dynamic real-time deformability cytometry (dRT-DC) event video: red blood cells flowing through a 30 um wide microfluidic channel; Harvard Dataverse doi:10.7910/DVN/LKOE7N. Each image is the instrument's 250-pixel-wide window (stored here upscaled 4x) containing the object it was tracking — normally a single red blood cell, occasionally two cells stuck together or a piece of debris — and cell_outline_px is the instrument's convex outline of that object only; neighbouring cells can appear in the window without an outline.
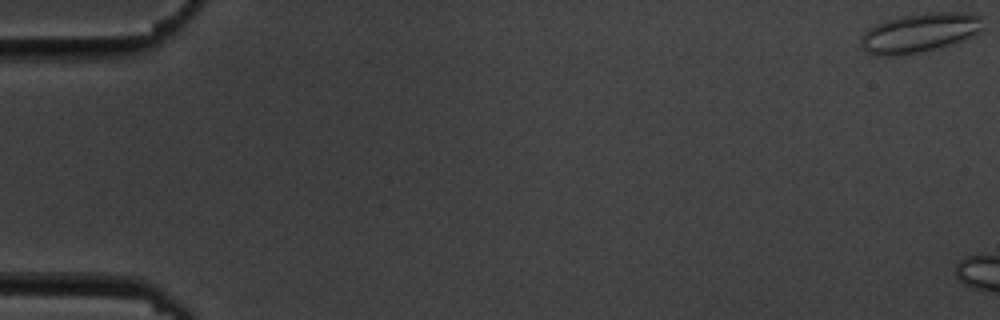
{"species": "common noctule bat (a hibernating species)", "species_latin": "Nyctalus noctula", "temperature_condition": "cold", "stored_images_in_passage": 5, "camera_frame_rate_fps": 3000, "um_per_image_px": 0.085, "animal": {"sex": "male", "body_mass_g": 19.5, "forearm_length_mm": 54.6}, "frame": {"image": 1, "passage_image": 1, "time_ms": 0.0, "image_size_px": [1000, 320], "cell_outline_px": [[984, 28], [980, 32], [964, 40], [940, 48], [896, 56], [876, 56], [864, 52], [860, 44], [860, 36], [868, 28], [884, 20], [900, 16], [924, 12], [968, 12], [984, 16]], "centroid_in_image_um": [78.19, 2.78], "position_along_channel_um": 6.8, "area_um2": 28.78}}